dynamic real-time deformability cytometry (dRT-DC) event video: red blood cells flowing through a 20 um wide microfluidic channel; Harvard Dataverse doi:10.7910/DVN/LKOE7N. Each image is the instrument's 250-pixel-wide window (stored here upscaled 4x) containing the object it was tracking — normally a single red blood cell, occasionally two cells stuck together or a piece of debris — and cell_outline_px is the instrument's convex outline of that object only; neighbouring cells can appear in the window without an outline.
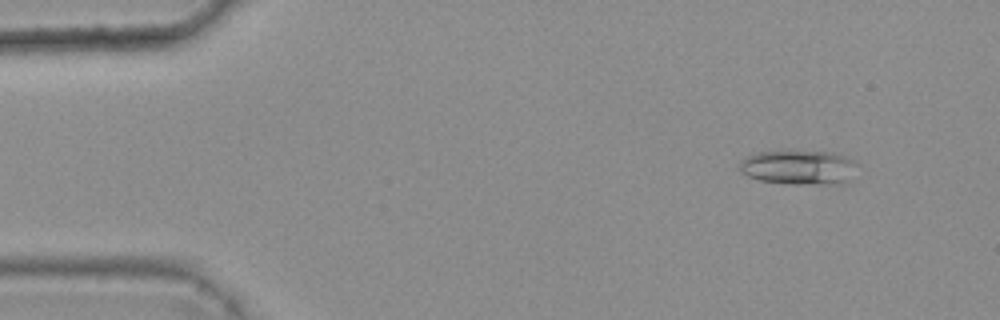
{"species": "common noctule bat (a hibernating species)", "species_latin": "Nyctalus noctula", "temperature_condition": "warm", "stored_images_in_passage": 5, "camera_frame_rate_fps": 3000, "um_per_image_px": 0.085, "animal": {"sex": "female", "body_mass_g": 25.1}, "frame": {"image": 1, "passage_image": 2, "time_ms": 0.333, "image_size_px": [1000, 320], "cell_outline_px": [[860, 164], [840, 184], [788, 184], [760, 180], [748, 176], [740, 168], [740, 160], [756, 152], [784, 148], [788, 148], [828, 152], [844, 156]], "centroid_in_image_um": [67.84, 14.17], "position_along_channel_um": 17.2, "area_um2": 24.16}}
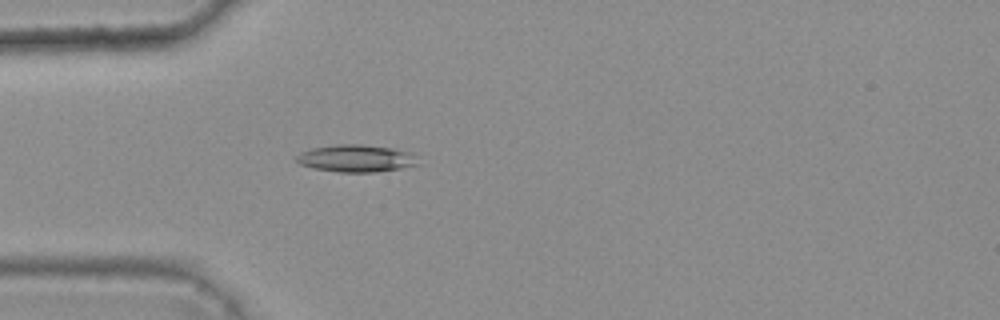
{"frame": {"image": 2, "passage_image": 5, "time_ms": 1.333, "image_size_px": [1000, 320], "cell_outline_px": [[420, 164], [400, 168], [372, 172], [336, 172], [312, 168], [300, 164], [296, 160], [296, 156], [300, 152], [312, 148], [336, 144], [364, 144], [392, 148], [412, 152]], "centroid_in_image_um": [30.26, 13.45], "position_along_channel_um": 54.7, "area_um2": 19.42}}